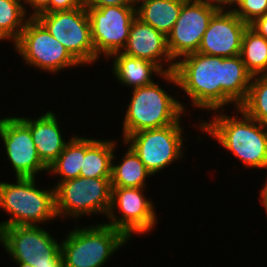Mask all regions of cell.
Here are the masks:
<instances>
[{
  "mask_svg": "<svg viewBox=\"0 0 267 267\" xmlns=\"http://www.w3.org/2000/svg\"><path fill=\"white\" fill-rule=\"evenodd\" d=\"M85 156V137L73 135L64 150L48 167L47 173L60 176L54 183L56 187L60 182L80 176L81 166Z\"/></svg>",
  "mask_w": 267,
  "mask_h": 267,
  "instance_id": "7402d4cb",
  "label": "cell"
},
{
  "mask_svg": "<svg viewBox=\"0 0 267 267\" xmlns=\"http://www.w3.org/2000/svg\"><path fill=\"white\" fill-rule=\"evenodd\" d=\"M0 244L14 262H25L33 267H63L61 243L44 227L1 228Z\"/></svg>",
  "mask_w": 267,
  "mask_h": 267,
  "instance_id": "52a82bcc",
  "label": "cell"
},
{
  "mask_svg": "<svg viewBox=\"0 0 267 267\" xmlns=\"http://www.w3.org/2000/svg\"><path fill=\"white\" fill-rule=\"evenodd\" d=\"M14 49L24 62L31 67L53 75L66 68H76L81 64L59 43L36 19L30 17Z\"/></svg>",
  "mask_w": 267,
  "mask_h": 267,
  "instance_id": "ba28073f",
  "label": "cell"
},
{
  "mask_svg": "<svg viewBox=\"0 0 267 267\" xmlns=\"http://www.w3.org/2000/svg\"><path fill=\"white\" fill-rule=\"evenodd\" d=\"M216 8L186 1L174 27L167 36V47L176 62L181 57L198 52L204 33Z\"/></svg>",
  "mask_w": 267,
  "mask_h": 267,
  "instance_id": "5bb4252c",
  "label": "cell"
},
{
  "mask_svg": "<svg viewBox=\"0 0 267 267\" xmlns=\"http://www.w3.org/2000/svg\"><path fill=\"white\" fill-rule=\"evenodd\" d=\"M0 138L15 177L36 178L38 173L48 172L38 155L30 128L19 117L9 115L0 119Z\"/></svg>",
  "mask_w": 267,
  "mask_h": 267,
  "instance_id": "4fadbf2b",
  "label": "cell"
},
{
  "mask_svg": "<svg viewBox=\"0 0 267 267\" xmlns=\"http://www.w3.org/2000/svg\"><path fill=\"white\" fill-rule=\"evenodd\" d=\"M127 241L121 231L105 222L81 228L76 224L59 242L63 267H103Z\"/></svg>",
  "mask_w": 267,
  "mask_h": 267,
  "instance_id": "277c9868",
  "label": "cell"
},
{
  "mask_svg": "<svg viewBox=\"0 0 267 267\" xmlns=\"http://www.w3.org/2000/svg\"><path fill=\"white\" fill-rule=\"evenodd\" d=\"M187 0H136V18L151 25L166 37L177 21Z\"/></svg>",
  "mask_w": 267,
  "mask_h": 267,
  "instance_id": "d6986e66",
  "label": "cell"
},
{
  "mask_svg": "<svg viewBox=\"0 0 267 267\" xmlns=\"http://www.w3.org/2000/svg\"><path fill=\"white\" fill-rule=\"evenodd\" d=\"M29 15L22 0H0V42L10 40L14 43L30 18Z\"/></svg>",
  "mask_w": 267,
  "mask_h": 267,
  "instance_id": "cb8c5ba5",
  "label": "cell"
},
{
  "mask_svg": "<svg viewBox=\"0 0 267 267\" xmlns=\"http://www.w3.org/2000/svg\"><path fill=\"white\" fill-rule=\"evenodd\" d=\"M121 53L150 61L163 72L174 71L175 69L176 61L172 59L169 53L167 37L138 18H135L132 22L127 43Z\"/></svg>",
  "mask_w": 267,
  "mask_h": 267,
  "instance_id": "2e32d148",
  "label": "cell"
},
{
  "mask_svg": "<svg viewBox=\"0 0 267 267\" xmlns=\"http://www.w3.org/2000/svg\"><path fill=\"white\" fill-rule=\"evenodd\" d=\"M249 26L267 40V13L257 18Z\"/></svg>",
  "mask_w": 267,
  "mask_h": 267,
  "instance_id": "4dcf8cb0",
  "label": "cell"
},
{
  "mask_svg": "<svg viewBox=\"0 0 267 267\" xmlns=\"http://www.w3.org/2000/svg\"><path fill=\"white\" fill-rule=\"evenodd\" d=\"M223 110H217L211 121L199 120V131L217 140L227 152L241 160L244 167L267 169V126L239 107L235 109L237 116H230Z\"/></svg>",
  "mask_w": 267,
  "mask_h": 267,
  "instance_id": "7a4b0ae2",
  "label": "cell"
},
{
  "mask_svg": "<svg viewBox=\"0 0 267 267\" xmlns=\"http://www.w3.org/2000/svg\"><path fill=\"white\" fill-rule=\"evenodd\" d=\"M35 18L81 65L100 60L95 54L90 19L84 4L71 10L40 13Z\"/></svg>",
  "mask_w": 267,
  "mask_h": 267,
  "instance_id": "9c48e42d",
  "label": "cell"
},
{
  "mask_svg": "<svg viewBox=\"0 0 267 267\" xmlns=\"http://www.w3.org/2000/svg\"><path fill=\"white\" fill-rule=\"evenodd\" d=\"M115 151L112 156L111 185L112 187H138L146 188L148 177L153 176L139 159L134 150L128 146L123 153L120 163H116Z\"/></svg>",
  "mask_w": 267,
  "mask_h": 267,
  "instance_id": "44dd1931",
  "label": "cell"
},
{
  "mask_svg": "<svg viewBox=\"0 0 267 267\" xmlns=\"http://www.w3.org/2000/svg\"><path fill=\"white\" fill-rule=\"evenodd\" d=\"M174 73L178 87L189 96L193 107L207 113L229 104L238 108L247 98L253 77L240 55L224 58L199 52L181 57Z\"/></svg>",
  "mask_w": 267,
  "mask_h": 267,
  "instance_id": "6da1fadb",
  "label": "cell"
},
{
  "mask_svg": "<svg viewBox=\"0 0 267 267\" xmlns=\"http://www.w3.org/2000/svg\"><path fill=\"white\" fill-rule=\"evenodd\" d=\"M191 2L202 3L205 5L212 6L217 10H227L233 7V0H188Z\"/></svg>",
  "mask_w": 267,
  "mask_h": 267,
  "instance_id": "f546056e",
  "label": "cell"
},
{
  "mask_svg": "<svg viewBox=\"0 0 267 267\" xmlns=\"http://www.w3.org/2000/svg\"><path fill=\"white\" fill-rule=\"evenodd\" d=\"M118 141L85 137V156L80 176L84 178H111L112 156Z\"/></svg>",
  "mask_w": 267,
  "mask_h": 267,
  "instance_id": "ffe728a7",
  "label": "cell"
},
{
  "mask_svg": "<svg viewBox=\"0 0 267 267\" xmlns=\"http://www.w3.org/2000/svg\"><path fill=\"white\" fill-rule=\"evenodd\" d=\"M95 54L100 58L121 52L136 18L135 5L86 7Z\"/></svg>",
  "mask_w": 267,
  "mask_h": 267,
  "instance_id": "7c38bea8",
  "label": "cell"
},
{
  "mask_svg": "<svg viewBox=\"0 0 267 267\" xmlns=\"http://www.w3.org/2000/svg\"><path fill=\"white\" fill-rule=\"evenodd\" d=\"M144 189L147 188L112 187L106 224L121 231L129 240L133 234L145 235L156 228L155 205L144 195ZM118 211L120 216L115 214Z\"/></svg>",
  "mask_w": 267,
  "mask_h": 267,
  "instance_id": "8fae6325",
  "label": "cell"
},
{
  "mask_svg": "<svg viewBox=\"0 0 267 267\" xmlns=\"http://www.w3.org/2000/svg\"><path fill=\"white\" fill-rule=\"evenodd\" d=\"M15 263L18 265V267H33L30 264L25 263V262H15Z\"/></svg>",
  "mask_w": 267,
  "mask_h": 267,
  "instance_id": "d6a6232c",
  "label": "cell"
},
{
  "mask_svg": "<svg viewBox=\"0 0 267 267\" xmlns=\"http://www.w3.org/2000/svg\"><path fill=\"white\" fill-rule=\"evenodd\" d=\"M247 26L232 8L217 10L209 21L198 52L224 58L240 55Z\"/></svg>",
  "mask_w": 267,
  "mask_h": 267,
  "instance_id": "9a60e30c",
  "label": "cell"
},
{
  "mask_svg": "<svg viewBox=\"0 0 267 267\" xmlns=\"http://www.w3.org/2000/svg\"><path fill=\"white\" fill-rule=\"evenodd\" d=\"M112 58V74L120 84L131 87L132 89L144 87L154 82L153 75L163 77L167 83L178 87V82L174 71L163 72L156 64L145 59L127 56L121 52L110 55Z\"/></svg>",
  "mask_w": 267,
  "mask_h": 267,
  "instance_id": "ac0fdd59",
  "label": "cell"
},
{
  "mask_svg": "<svg viewBox=\"0 0 267 267\" xmlns=\"http://www.w3.org/2000/svg\"><path fill=\"white\" fill-rule=\"evenodd\" d=\"M83 4V0H50L48 8L43 13L71 10Z\"/></svg>",
  "mask_w": 267,
  "mask_h": 267,
  "instance_id": "4316f807",
  "label": "cell"
},
{
  "mask_svg": "<svg viewBox=\"0 0 267 267\" xmlns=\"http://www.w3.org/2000/svg\"><path fill=\"white\" fill-rule=\"evenodd\" d=\"M236 6V7H235ZM232 10L247 25L267 13V0H239Z\"/></svg>",
  "mask_w": 267,
  "mask_h": 267,
  "instance_id": "484cf974",
  "label": "cell"
},
{
  "mask_svg": "<svg viewBox=\"0 0 267 267\" xmlns=\"http://www.w3.org/2000/svg\"><path fill=\"white\" fill-rule=\"evenodd\" d=\"M182 117L174 124L145 129L127 136L122 143L134 150L145 167L154 174L179 159H184V139L181 127Z\"/></svg>",
  "mask_w": 267,
  "mask_h": 267,
  "instance_id": "30bf717a",
  "label": "cell"
},
{
  "mask_svg": "<svg viewBox=\"0 0 267 267\" xmlns=\"http://www.w3.org/2000/svg\"><path fill=\"white\" fill-rule=\"evenodd\" d=\"M158 83L132 90L123 120L122 141L138 131L165 127L183 117L186 105L172 97Z\"/></svg>",
  "mask_w": 267,
  "mask_h": 267,
  "instance_id": "5b68a950",
  "label": "cell"
},
{
  "mask_svg": "<svg viewBox=\"0 0 267 267\" xmlns=\"http://www.w3.org/2000/svg\"><path fill=\"white\" fill-rule=\"evenodd\" d=\"M267 177V175H266ZM266 181V182H265ZM263 183V188L259 193V198H260V204L263 205V207L265 208L266 214H267V178Z\"/></svg>",
  "mask_w": 267,
  "mask_h": 267,
  "instance_id": "1f68e13d",
  "label": "cell"
},
{
  "mask_svg": "<svg viewBox=\"0 0 267 267\" xmlns=\"http://www.w3.org/2000/svg\"><path fill=\"white\" fill-rule=\"evenodd\" d=\"M111 178L77 177L55 187V211L58 218L88 215L107 216L111 205ZM99 213V214H97Z\"/></svg>",
  "mask_w": 267,
  "mask_h": 267,
  "instance_id": "8992f818",
  "label": "cell"
},
{
  "mask_svg": "<svg viewBox=\"0 0 267 267\" xmlns=\"http://www.w3.org/2000/svg\"><path fill=\"white\" fill-rule=\"evenodd\" d=\"M136 0H83L85 7L135 5Z\"/></svg>",
  "mask_w": 267,
  "mask_h": 267,
  "instance_id": "83f0119b",
  "label": "cell"
},
{
  "mask_svg": "<svg viewBox=\"0 0 267 267\" xmlns=\"http://www.w3.org/2000/svg\"><path fill=\"white\" fill-rule=\"evenodd\" d=\"M240 57L252 76L267 75V40L249 25L243 35Z\"/></svg>",
  "mask_w": 267,
  "mask_h": 267,
  "instance_id": "603a6c76",
  "label": "cell"
},
{
  "mask_svg": "<svg viewBox=\"0 0 267 267\" xmlns=\"http://www.w3.org/2000/svg\"><path fill=\"white\" fill-rule=\"evenodd\" d=\"M15 179V183L0 182V209L10 216L0 222V229L9 226H40L41 223L56 220L55 187L39 189L34 177Z\"/></svg>",
  "mask_w": 267,
  "mask_h": 267,
  "instance_id": "3957f363",
  "label": "cell"
},
{
  "mask_svg": "<svg viewBox=\"0 0 267 267\" xmlns=\"http://www.w3.org/2000/svg\"><path fill=\"white\" fill-rule=\"evenodd\" d=\"M29 128L42 163L48 168L69 142L60 130V122L54 112L47 111L36 118L19 117Z\"/></svg>",
  "mask_w": 267,
  "mask_h": 267,
  "instance_id": "e0dca14e",
  "label": "cell"
},
{
  "mask_svg": "<svg viewBox=\"0 0 267 267\" xmlns=\"http://www.w3.org/2000/svg\"><path fill=\"white\" fill-rule=\"evenodd\" d=\"M239 108L267 126V75L252 77L247 98Z\"/></svg>",
  "mask_w": 267,
  "mask_h": 267,
  "instance_id": "d4e9b609",
  "label": "cell"
},
{
  "mask_svg": "<svg viewBox=\"0 0 267 267\" xmlns=\"http://www.w3.org/2000/svg\"><path fill=\"white\" fill-rule=\"evenodd\" d=\"M22 1L26 13L28 12V10H26V6L28 5L29 7H31L33 13H31L30 17L33 18H35L40 13H43L50 4V0H22Z\"/></svg>",
  "mask_w": 267,
  "mask_h": 267,
  "instance_id": "f1b7e54d",
  "label": "cell"
},
{
  "mask_svg": "<svg viewBox=\"0 0 267 267\" xmlns=\"http://www.w3.org/2000/svg\"><path fill=\"white\" fill-rule=\"evenodd\" d=\"M239 0H233V8H234V5L238 2Z\"/></svg>",
  "mask_w": 267,
  "mask_h": 267,
  "instance_id": "836d02e7",
  "label": "cell"
}]
</instances>
